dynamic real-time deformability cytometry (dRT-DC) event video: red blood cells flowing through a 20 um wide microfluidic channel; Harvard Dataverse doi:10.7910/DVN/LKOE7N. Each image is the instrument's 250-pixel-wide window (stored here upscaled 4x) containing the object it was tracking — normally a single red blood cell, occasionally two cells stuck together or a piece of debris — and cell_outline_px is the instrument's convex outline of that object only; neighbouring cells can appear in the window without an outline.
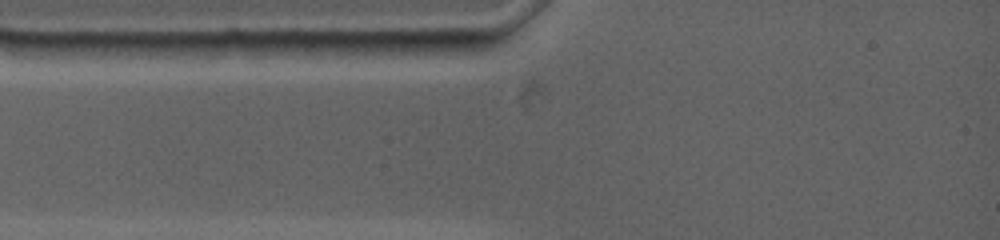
{"species": "common noctule bat (a hibernating species)", "species_latin": "Nyctalus noctula", "temperature_condition": "warm", "stored_images_in_passage": 1, "camera_frame_rate_fps": 4500, "um_per_image_px": 0.085, "animal": {"sex": "female", "body_mass_g": 19.0, "forearm_length_mm": 53.3}, "frame": {"image": 1, "passage_image": 1, "time_ms": 0.0, "image_size_px": [1000, 240], "cell_outline_px": [[380, 44], [372, 52], [316, 56], [280, 56], [260, 52], [252, 44], [268, 40], [380, 40]], "centroid_in_image_um": [26.84, 4.02], "position_along_channel_um": 58.2, "area_um2": 12.54}}